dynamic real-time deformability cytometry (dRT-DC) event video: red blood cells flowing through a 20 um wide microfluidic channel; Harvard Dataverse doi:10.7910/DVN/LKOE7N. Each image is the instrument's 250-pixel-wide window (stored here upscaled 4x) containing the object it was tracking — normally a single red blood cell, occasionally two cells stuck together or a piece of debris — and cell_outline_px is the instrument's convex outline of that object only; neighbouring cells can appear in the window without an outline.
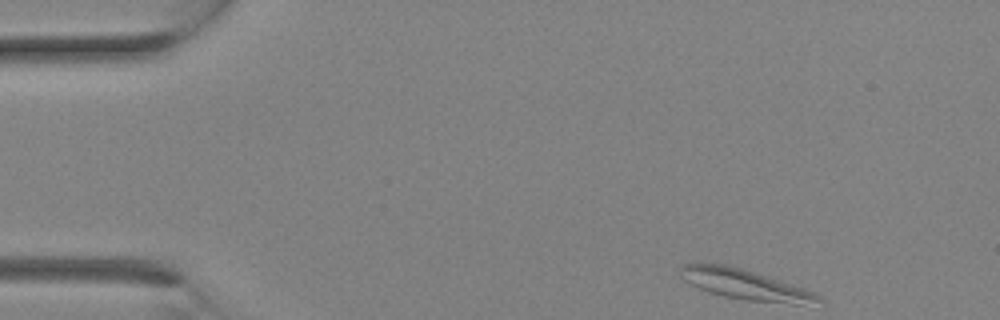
{"species": "Egyptian fruit bat (a non-hibernating species)", "species_latin": "Rousettus aegyptiacus", "temperature_condition": "room temperature", "stored_images_in_passage": 6, "camera_frame_rate_fps": 3000, "um_per_image_px": 0.085, "animal": {"sex": "female"}, "frame": {"image": 1, "passage_image": 1, "time_ms": 0.0, "image_size_px": [1000, 320], "cell_outline_px": [[824, 304], [792, 304], [744, 300], [724, 296], [708, 292], [684, 280], [680, 276], [680, 268], [684, 264], [700, 260], [724, 264], [740, 268], [768, 276], [804, 288], [820, 296], [824, 300]], "centroid_in_image_um": [63.32, 24.16], "position_along_channel_um": 21.7, "area_um2": 24.8}}